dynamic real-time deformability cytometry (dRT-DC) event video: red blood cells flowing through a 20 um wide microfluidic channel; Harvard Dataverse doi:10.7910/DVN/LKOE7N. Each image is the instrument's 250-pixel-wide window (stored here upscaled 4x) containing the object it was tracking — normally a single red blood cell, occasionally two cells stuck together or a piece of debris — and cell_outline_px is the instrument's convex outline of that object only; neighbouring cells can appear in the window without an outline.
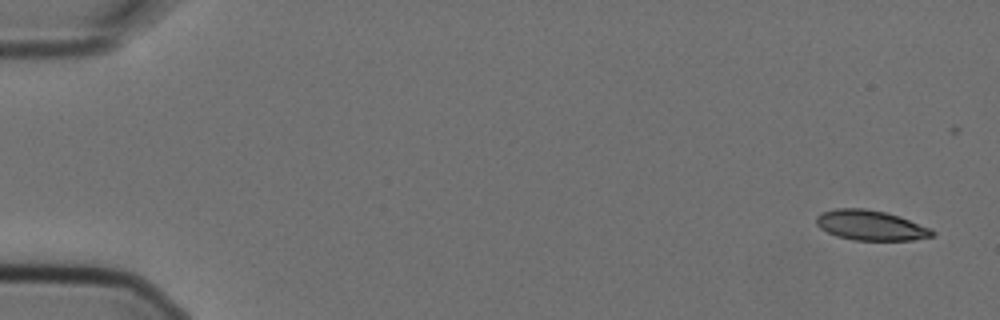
{"species": "Egyptian fruit bat (a non-hibernating species)", "species_latin": "Rousettus aegyptiacus", "temperature_condition": "cold", "stored_images_in_passage": 3, "camera_frame_rate_fps": 3000, "um_per_image_px": 0.085, "animal": {"sex": "female"}, "frame": {"image": 1, "passage_image": 1, "time_ms": 0.0, "image_size_px": [1000, 320], "cell_outline_px": [[936, 232], [932, 236], [912, 240], [852, 240], [836, 236], [820, 228], [816, 224], [816, 216], [820, 212], [836, 208], [864, 208], [884, 212], [900, 216], [932, 228]], "centroid_in_image_um": [74.0, 19.15], "position_along_channel_um": 11.0, "area_um2": 20.46}}
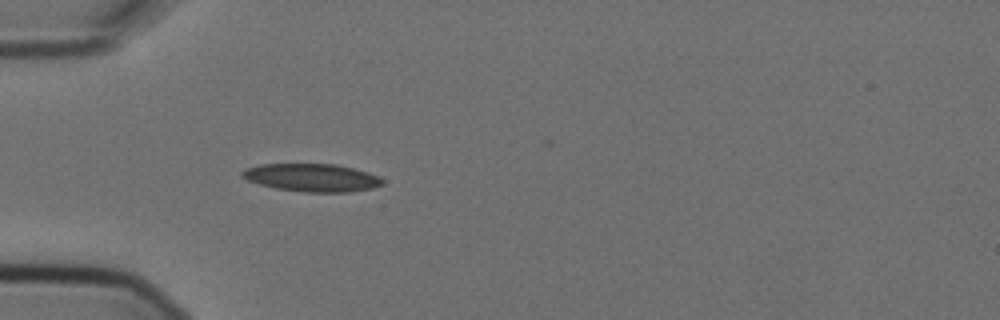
{"frame": {"image": 2, "passage_image": 3, "time_ms": 0.667, "image_size_px": [1000, 320], "cell_outline_px": [[384, 184], [372, 188], [348, 192], [304, 192], [276, 188], [260, 184], [248, 180], [240, 176], [240, 172], [248, 168], [260, 164], [336, 164], [368, 172], [380, 176], [384, 180]], "centroid_in_image_um": [26.54, 15.1], "position_along_channel_um": 58.5, "area_um2": 22.77}}